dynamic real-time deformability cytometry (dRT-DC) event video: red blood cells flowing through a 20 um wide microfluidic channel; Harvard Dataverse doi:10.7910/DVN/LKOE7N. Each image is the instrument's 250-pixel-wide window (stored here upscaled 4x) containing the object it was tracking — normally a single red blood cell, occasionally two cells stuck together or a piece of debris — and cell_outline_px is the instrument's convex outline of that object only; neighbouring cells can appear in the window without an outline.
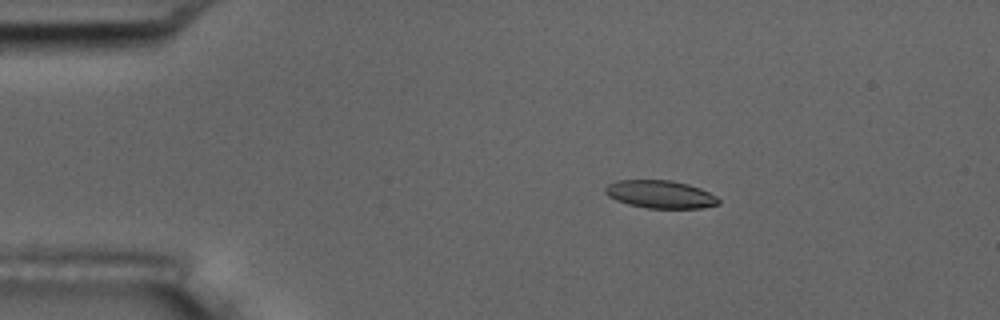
{"species": "common noctule bat (a hibernating species)", "species_latin": "Nyctalus noctula", "temperature_condition": "room temperature", "stored_images_in_passage": 5, "camera_frame_rate_fps": 3000, "um_per_image_px": 0.085, "animal": {"sex": "male", "body_mass_g": 17.5, "forearm_length_mm": 52.3}, "frame": {"image": 1, "passage_image": 4, "time_ms": 3.333, "image_size_px": [1000, 320], "cell_outline_px": [[720, 204], [700, 208], [648, 208], [628, 204], [616, 200], [608, 196], [604, 192], [604, 188], [608, 184], [616, 180], [672, 180], [688, 184], [700, 188], [716, 196], [720, 200]], "centroid_in_image_um": [56.11, 16.51], "position_along_channel_um": 28.9, "area_um2": 18.44}}